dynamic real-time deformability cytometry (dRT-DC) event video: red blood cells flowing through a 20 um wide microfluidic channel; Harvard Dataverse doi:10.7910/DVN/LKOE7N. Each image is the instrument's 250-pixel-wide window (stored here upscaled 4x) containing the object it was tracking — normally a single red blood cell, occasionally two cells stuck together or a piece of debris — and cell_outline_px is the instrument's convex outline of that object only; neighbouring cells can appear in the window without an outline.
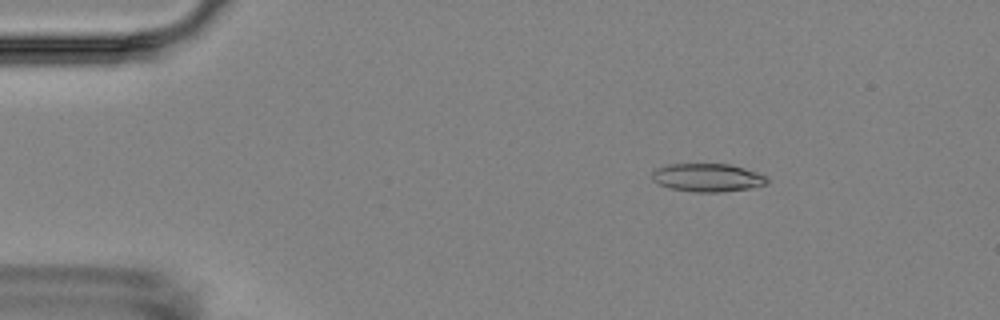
{"species": "Egyptian fruit bat (a non-hibernating species)", "species_latin": "Rousettus aegyptiacus", "temperature_condition": "room temperature", "stored_images_in_passage": 3, "camera_frame_rate_fps": 3000, "um_per_image_px": 0.085, "animal": {"sex": "female"}, "frame": {"image": 1, "passage_image": 1, "time_ms": 0.0, "image_size_px": [1000, 320], "cell_outline_px": [[768, 180], [764, 184], [752, 188], [724, 192], [692, 192], [672, 188], [660, 184], [652, 180], [652, 172], [656, 168], [668, 164], [728, 164], [744, 168], [756, 172], [764, 176]], "centroid_in_image_um": [60.11, 15.1], "position_along_channel_um": 24.9, "area_um2": 18.79}}